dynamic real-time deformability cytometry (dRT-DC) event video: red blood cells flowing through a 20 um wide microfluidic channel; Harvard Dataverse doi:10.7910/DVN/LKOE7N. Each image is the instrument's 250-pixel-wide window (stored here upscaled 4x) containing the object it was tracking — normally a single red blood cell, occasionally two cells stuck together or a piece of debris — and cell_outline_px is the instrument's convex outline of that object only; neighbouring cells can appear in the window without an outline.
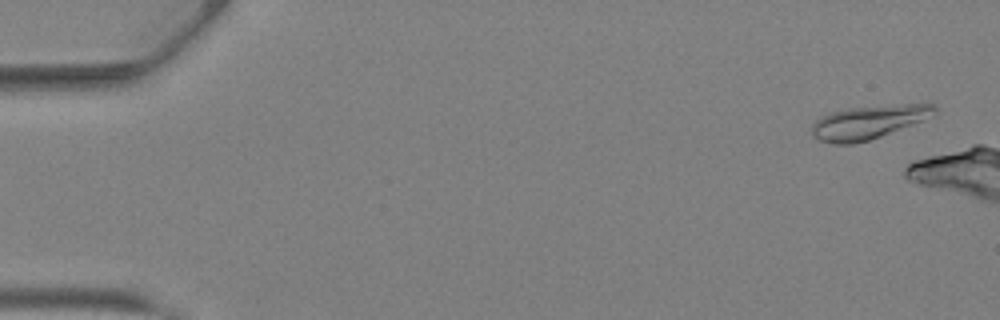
{"species": "Egyptian fruit bat (a non-hibernating species)", "species_latin": "Rousettus aegyptiacus", "temperature_condition": "warm", "stored_images_in_passage": 5, "camera_frame_rate_fps": 3000, "um_per_image_px": 0.085, "animal": {"sex": "female"}, "frame": {"image": 1, "passage_image": 2, "time_ms": 0.333, "image_size_px": [1000, 320], "cell_outline_px": [[936, 112], [924, 120], [880, 136], [868, 140], [852, 144], [836, 144], [820, 140], [812, 136], [812, 124], [820, 116], [832, 112], [852, 108], [900, 104], [936, 104]], "centroid_in_image_um": [73.8, 10.38], "position_along_channel_um": 11.2, "area_um2": 23.64}}